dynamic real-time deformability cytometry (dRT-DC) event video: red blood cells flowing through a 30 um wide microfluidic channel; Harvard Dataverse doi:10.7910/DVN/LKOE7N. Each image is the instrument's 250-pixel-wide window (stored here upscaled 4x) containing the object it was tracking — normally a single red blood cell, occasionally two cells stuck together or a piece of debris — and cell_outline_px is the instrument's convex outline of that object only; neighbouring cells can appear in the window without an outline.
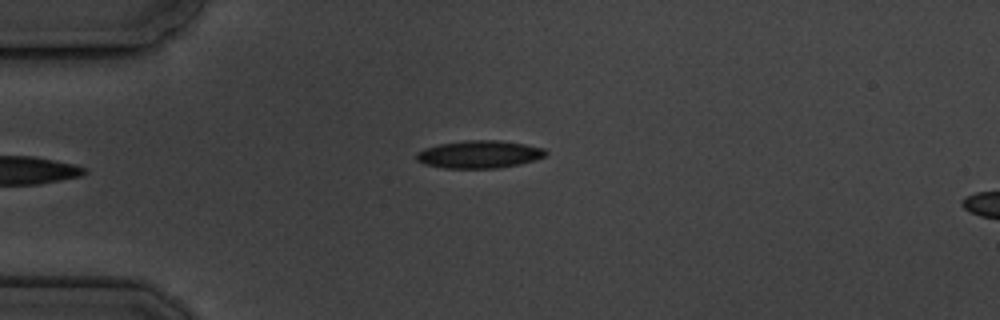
{"species": "common noctule bat (a hibernating species)", "species_latin": "Nyctalus noctula", "temperature_condition": "cold", "stored_images_in_passage": 4, "camera_frame_rate_fps": 3000, "um_per_image_px": 0.085, "animal": {"sex": "male", "body_mass_g": 19.5, "forearm_length_mm": 54.6}, "frame": {"image": 1, "passage_image": 4, "time_ms": 3.667, "image_size_px": [1000, 320], "cell_outline_px": [[548, 152], [544, 156], [520, 164], [496, 168], [444, 168], [424, 164], [416, 160], [416, 152], [424, 148], [440, 144], [464, 140], [500, 140], [524, 144], [544, 148]], "centroid_in_image_um": [40.7, 13.11], "position_along_channel_um": 44.3, "area_um2": 20.81}}